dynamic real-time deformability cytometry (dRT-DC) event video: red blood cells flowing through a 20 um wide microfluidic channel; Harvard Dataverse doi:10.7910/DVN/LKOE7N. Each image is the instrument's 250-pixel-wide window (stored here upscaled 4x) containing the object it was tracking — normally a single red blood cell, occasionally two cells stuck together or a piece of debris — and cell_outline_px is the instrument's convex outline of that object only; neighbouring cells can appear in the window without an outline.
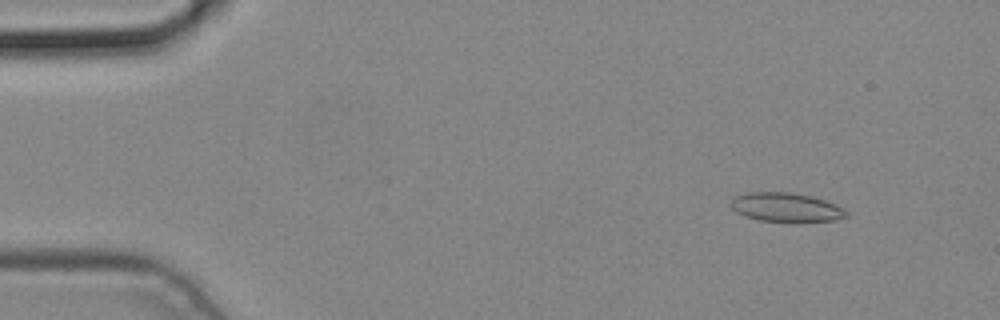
{"species": "common noctule bat (a hibernating species)", "species_latin": "Nyctalus noctula", "temperature_condition": "cold", "stored_images_in_passage": 5, "camera_frame_rate_fps": 3000, "um_per_image_px": 0.085, "animal": {"sex": "male", "body_mass_g": 19.2, "forearm_length_mm": 51.8}, "frame": {"image": 1, "passage_image": 2, "time_ms": 0.333, "image_size_px": [1000, 320], "cell_outline_px": [[848, 216], [836, 220], [800, 224], [792, 224], [760, 220], [744, 216], [736, 212], [732, 208], [732, 200], [736, 196], [744, 192], [792, 192], [812, 196], [836, 204], [848, 212]], "centroid_in_image_um": [66.86, 17.66], "position_along_channel_um": 18.1, "area_um2": 20.29}}